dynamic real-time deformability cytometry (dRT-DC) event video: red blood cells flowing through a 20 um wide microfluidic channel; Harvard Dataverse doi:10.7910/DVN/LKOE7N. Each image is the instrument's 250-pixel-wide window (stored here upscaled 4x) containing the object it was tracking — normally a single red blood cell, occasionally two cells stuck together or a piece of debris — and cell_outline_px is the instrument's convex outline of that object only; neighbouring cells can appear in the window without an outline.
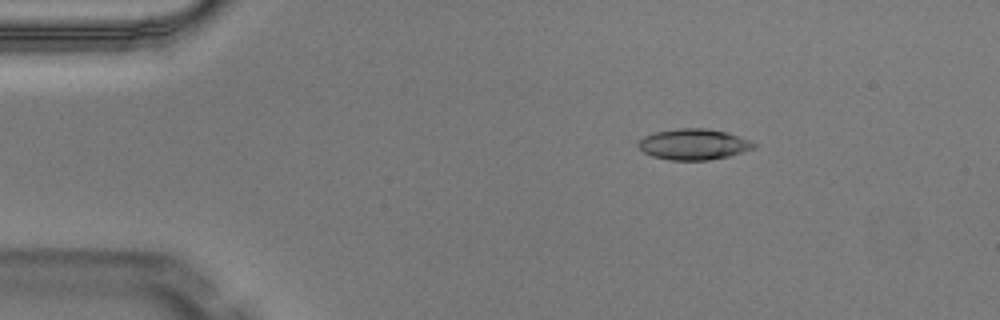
{"species": "Egyptian fruit bat (a non-hibernating species)", "species_latin": "Rousettus aegyptiacus", "temperature_condition": "warm", "stored_images_in_passage": 6, "camera_frame_rate_fps": 3000, "um_per_image_px": 0.085, "animal": {"sex": "male"}, "frame": {"image": 1, "passage_image": 3, "time_ms": 0.667, "image_size_px": [1000, 320], "cell_outline_px": [[756, 144], [752, 148], [728, 156], [708, 160], [672, 160], [652, 156], [644, 152], [636, 144], [644, 136], [656, 132], [676, 128], [708, 128], [728, 132], [748, 140]], "centroid_in_image_um": [58.92, 12.25], "position_along_channel_um": 26.1, "area_um2": 20.58}}